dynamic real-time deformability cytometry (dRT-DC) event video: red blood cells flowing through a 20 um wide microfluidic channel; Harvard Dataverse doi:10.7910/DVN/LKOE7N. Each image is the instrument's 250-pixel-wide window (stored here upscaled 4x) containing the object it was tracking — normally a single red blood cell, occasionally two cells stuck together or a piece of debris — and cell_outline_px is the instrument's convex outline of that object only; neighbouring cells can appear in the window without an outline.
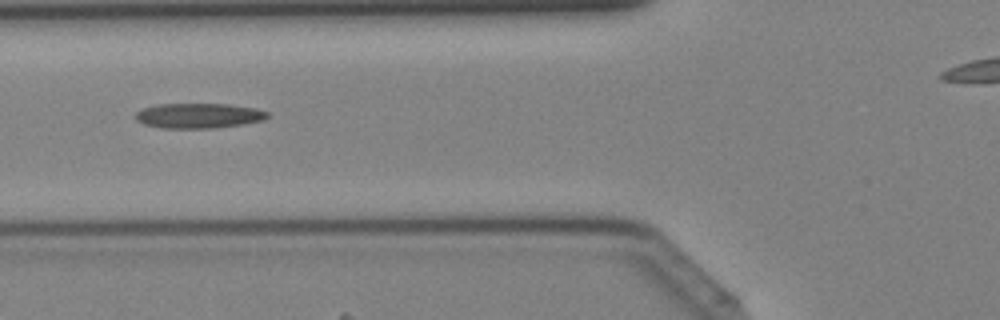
{"species": "Egyptian fruit bat (a non-hibernating species)", "species_latin": "Rousettus aegyptiacus", "temperature_condition": "cold", "stored_images_in_passage": 34, "camera_frame_rate_fps": 3000, "um_per_image_px": 0.085, "animal": {"sex": "female"}, "frame": {"image": 1, "passage_image": 12, "time_ms": 3.667, "image_size_px": [1000, 320], "cell_outline_px": [[268, 116], [264, 120], [244, 124], [212, 128], [164, 128], [144, 124], [136, 120], [136, 112], [144, 108], [156, 104], [228, 104], [256, 108], [268, 112]], "centroid_in_image_um": [16.9, 9.83], "position_along_channel_um": 108.9, "area_um2": 19.19}}
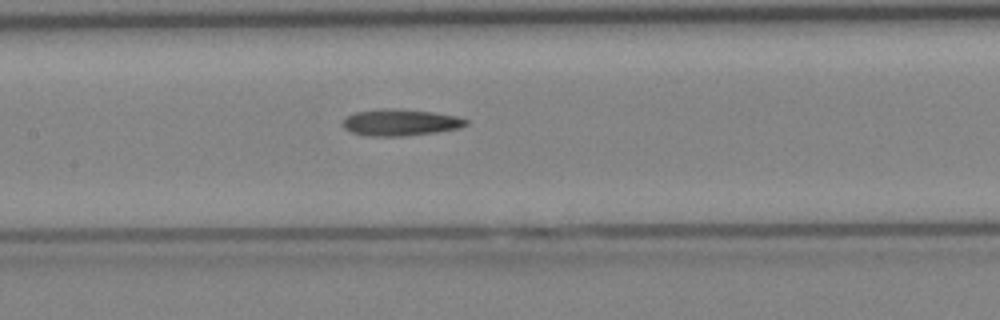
{"frame": {"image": 2, "passage_image": 16, "time_ms": 5.0, "image_size_px": [1000, 320], "cell_outline_px": [[468, 124], [460, 128], [436, 132], [404, 136], [368, 136], [352, 132], [344, 128], [344, 120], [348, 116], [356, 112], [380, 108], [392, 108], [432, 112], [456, 116], [468, 120]], "centroid_in_image_um": [34.05, 10.41], "position_along_channel_um": 173.3, "area_um2": 18.96}}
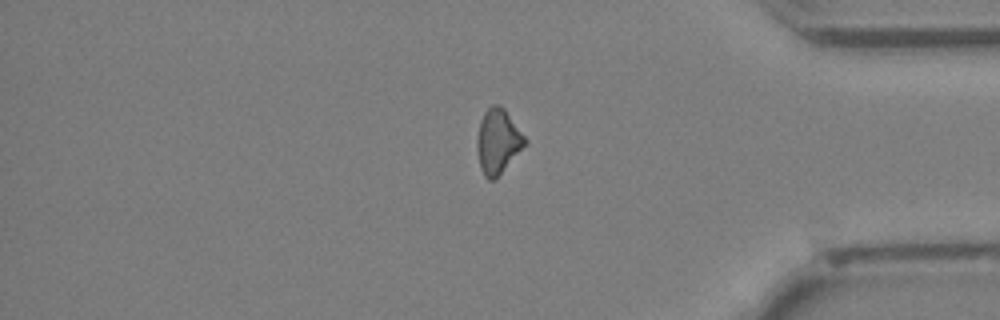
{"frame": {"image": 3, "passage_image": 31, "time_ms": 10.0, "image_size_px": [1000, 320], "cell_outline_px": [[528, 144], [492, 180], [488, 180], [484, 176], [480, 168], [476, 148], [476, 136], [480, 120], [484, 112], [492, 104], [500, 104], [504, 108], [528, 140]], "centroid_in_image_um": [42.31, 11.98], "position_along_channel_um": 392.9, "area_um2": 18.15}}